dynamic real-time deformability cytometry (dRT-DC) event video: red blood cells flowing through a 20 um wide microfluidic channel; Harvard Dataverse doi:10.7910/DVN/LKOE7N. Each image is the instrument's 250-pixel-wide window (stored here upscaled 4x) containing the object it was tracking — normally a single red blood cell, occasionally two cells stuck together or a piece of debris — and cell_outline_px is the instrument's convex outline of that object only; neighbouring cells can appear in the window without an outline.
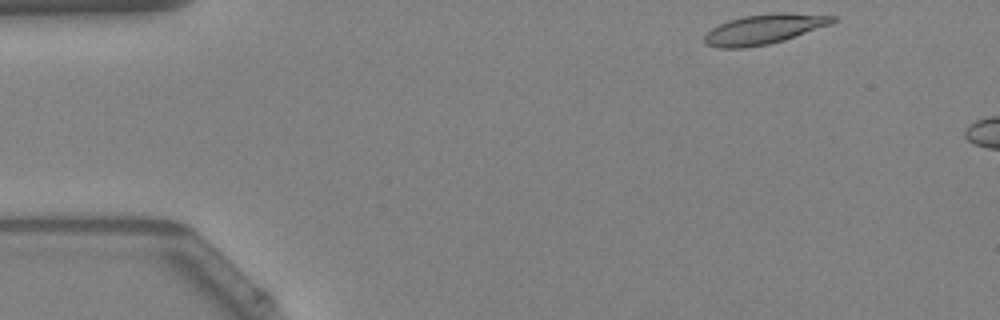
{"species": "Egyptian fruit bat (a non-hibernating species)", "species_latin": "Rousettus aegyptiacus", "temperature_condition": "warm", "stored_images_in_passage": 44, "camera_frame_rate_fps": 3000, "um_per_image_px": 0.085, "animal": {"sex": "female"}, "frame": {"image": 1, "passage_image": 1, "time_ms": 0.0, "image_size_px": [1000, 320], "cell_outline_px": [[836, 20], [832, 24], [784, 40], [768, 44], [744, 48], [716, 48], [704, 44], [704, 36], [712, 28], [728, 20], [744, 16], [776, 12], [784, 12], [836, 16]], "centroid_in_image_um": [64.94, 2.48], "position_along_channel_um": 20.1, "area_um2": 22.37}}
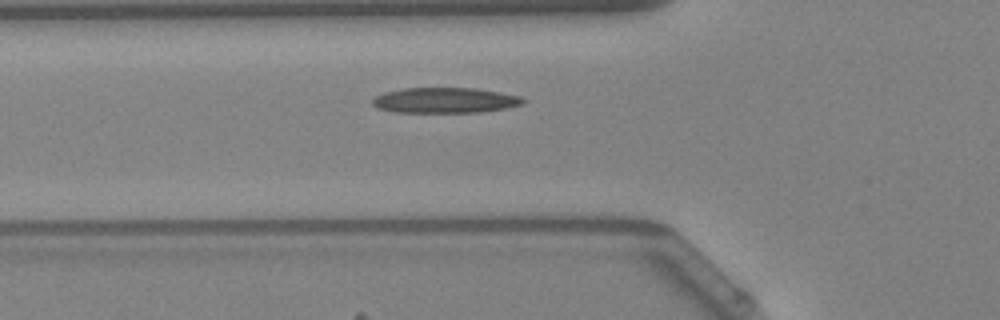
{"frame": {"image": 2, "passage_image": 13, "time_ms": 4.0, "image_size_px": [1000, 320], "cell_outline_px": [[528, 100], [524, 104], [508, 108], [480, 112], [392, 112], [376, 108], [372, 104], [372, 100], [376, 96], [384, 92], [404, 88], [476, 88], [500, 92], [520, 96]], "centroid_in_image_um": [37.85, 8.53], "position_along_channel_um": 87.9, "area_um2": 22.54}}
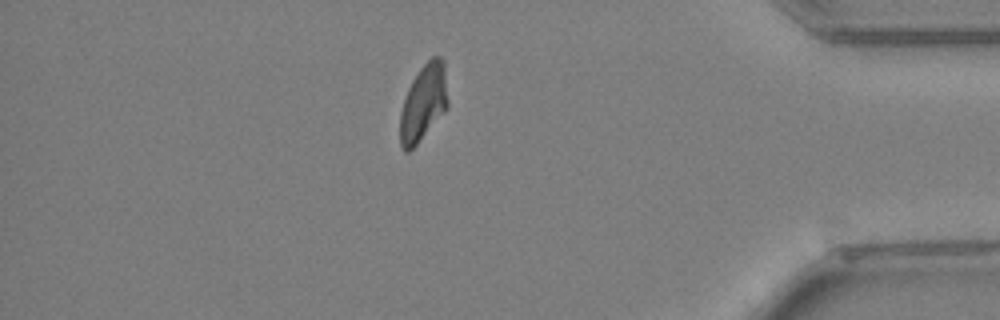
{"frame": {"image": 3, "passage_image": 39, "time_ms": 12.667, "image_size_px": [1000, 320], "cell_outline_px": [[448, 104], [416, 144], [408, 152], [404, 152], [400, 148], [400, 112], [408, 88], [412, 80], [420, 68], [432, 56], [440, 56], [444, 60], [448, 100]], "centroid_in_image_um": [35.97, 8.69], "position_along_channel_um": 399.2, "area_um2": 20.87}, "authors_computed_cell_mechanics": {"area_um2": 21.8484, "velocity_mm_per_s": 4.012, "shape_relaxation_time_tau1_ms": null, "shape_relaxation_time_tau2_ms": 3.4389, "deformation_change_tau1": null, "deformation_change_tau2": 0.1102}}